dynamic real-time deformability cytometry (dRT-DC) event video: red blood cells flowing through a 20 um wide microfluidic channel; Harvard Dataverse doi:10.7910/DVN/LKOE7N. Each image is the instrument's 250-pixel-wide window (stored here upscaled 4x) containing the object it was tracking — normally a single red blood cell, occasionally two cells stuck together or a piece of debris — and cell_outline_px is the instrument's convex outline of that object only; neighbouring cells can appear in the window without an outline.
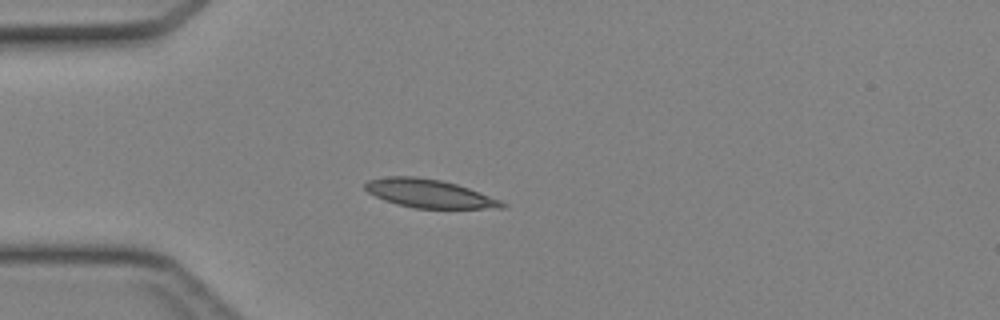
{"species": "Egyptian fruit bat (a non-hibernating species)", "species_latin": "Rousettus aegyptiacus", "temperature_condition": "cold", "stored_images_in_passage": 39, "camera_frame_rate_fps": 3000, "um_per_image_px": 0.085, "animal": {"sex": "female"}, "frame": {"image": 1, "passage_image": 9, "time_ms": 2.667, "image_size_px": [1000, 320], "cell_outline_px": [[508, 204], [504, 208], [416, 208], [396, 204], [384, 200], [368, 192], [364, 188], [364, 184], [368, 180], [388, 176], [416, 176], [440, 180], [456, 184], [480, 192], [500, 200]], "centroid_in_image_um": [36.47, 16.45], "position_along_channel_um": 48.5, "area_um2": 22.54}}
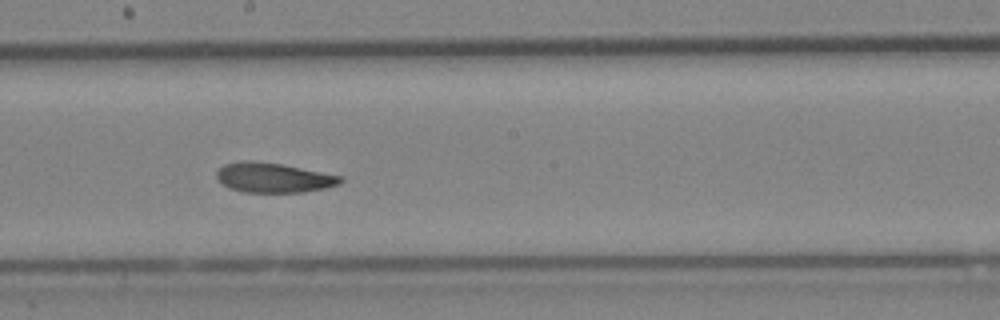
{"frame": {"image": 2, "passage_image": 22, "time_ms": 7.0, "image_size_px": [1000, 320], "cell_outline_px": [[344, 180], [340, 184], [324, 188], [304, 192], [244, 192], [228, 188], [220, 184], [216, 176], [216, 172], [224, 164], [240, 160], [252, 160], [284, 164], [344, 176]], "centroid_in_image_um": [23.24, 15.09], "position_along_channel_um": 225.0, "area_um2": 21.91}}
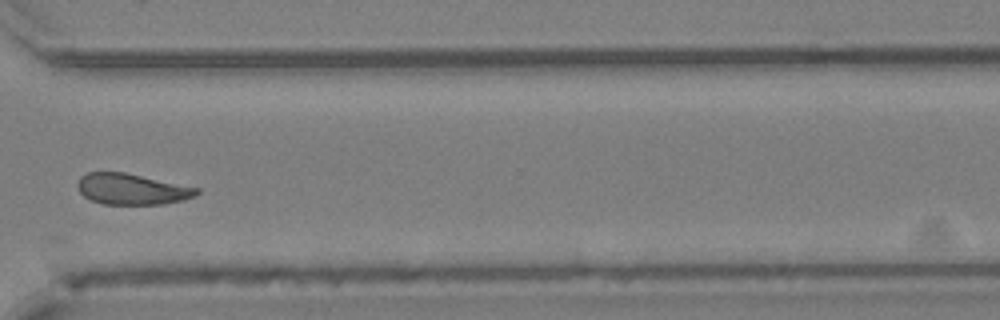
{"frame": {"image": 3, "passage_image": 31, "time_ms": 10.0, "image_size_px": [1000, 320], "cell_outline_px": [[200, 192], [196, 196], [184, 200], [164, 204], [104, 204], [92, 200], [84, 196], [80, 192], [76, 184], [80, 176], [88, 172], [124, 172], [200, 188]], "centroid_in_image_um": [11.23, 16.07], "position_along_channel_um": 359.4, "area_um2": 21.56}}